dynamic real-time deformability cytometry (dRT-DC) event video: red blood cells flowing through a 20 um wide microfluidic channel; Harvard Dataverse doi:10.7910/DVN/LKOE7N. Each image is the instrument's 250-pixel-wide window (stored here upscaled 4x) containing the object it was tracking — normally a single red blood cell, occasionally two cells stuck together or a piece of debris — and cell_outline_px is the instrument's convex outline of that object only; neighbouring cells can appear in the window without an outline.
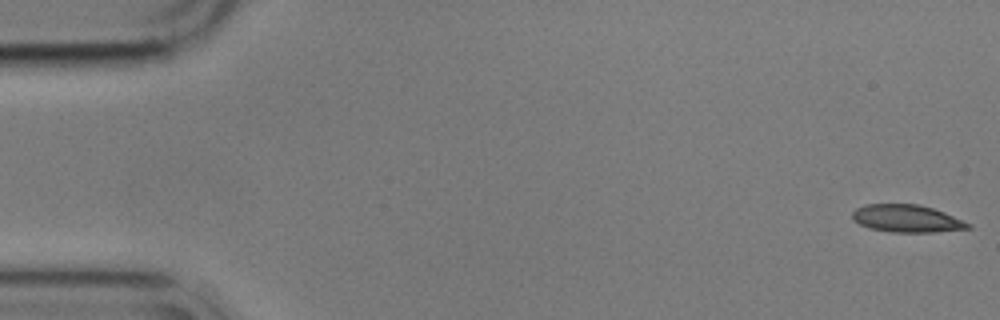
{"species": "common noctule bat (a hibernating species)", "species_latin": "Nyctalus noctula", "temperature_condition": "cold", "stored_images_in_passage": 7, "camera_frame_rate_fps": 3000, "um_per_image_px": 0.085, "animal": {"sex": "male", "body_mass_g": 17.9}, "frame": {"image": 1, "passage_image": 1, "time_ms": 0.0, "image_size_px": [1000, 320], "cell_outline_px": [[972, 228], [936, 232], [892, 232], [868, 228], [852, 220], [852, 212], [856, 208], [864, 204], [916, 204], [932, 208], [944, 212], [972, 224]], "centroid_in_image_um": [77.06, 18.58], "position_along_channel_um": 7.9, "area_um2": 18.61}}